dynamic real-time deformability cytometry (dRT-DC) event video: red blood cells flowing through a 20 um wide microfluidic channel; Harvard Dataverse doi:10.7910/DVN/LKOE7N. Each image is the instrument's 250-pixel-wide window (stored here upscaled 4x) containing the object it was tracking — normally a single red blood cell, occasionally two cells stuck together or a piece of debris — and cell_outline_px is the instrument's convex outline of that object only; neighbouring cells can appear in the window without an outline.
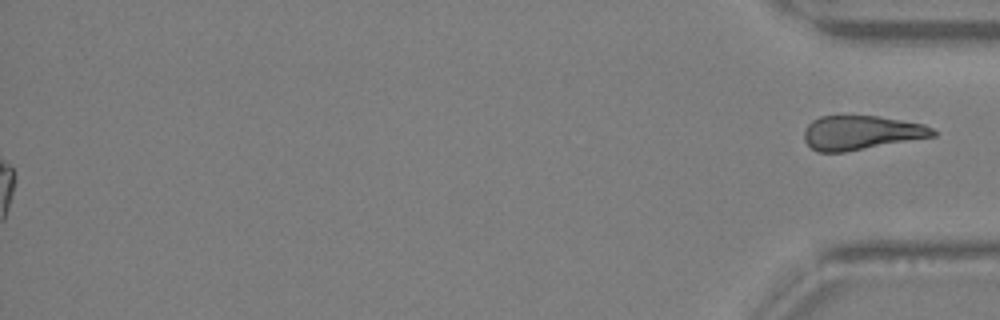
{"species": "Egyptian fruit bat (a non-hibernating species)", "species_latin": "Rousettus aegyptiacus", "temperature_condition": "warm", "stored_images_in_passage": 43, "segment_of_instrument_passage": [2, 2], "camera_frame_rate_fps": 3000, "um_per_image_px": 0.085, "animal": {"sex": "female"}, "frame": {"image": 1, "passage_image": 43, "time_ms": 14.0, "image_size_px": [1000, 320], "cell_outline_px": [[936, 136], [844, 152], [816, 152], [804, 140], [804, 132], [808, 124], [812, 120], [820, 116], [876, 116], [924, 124], [932, 128], [936, 132]], "centroid_in_image_um": [73.19, 11.28], "position_along_channel_um": 362.0, "area_um2": 25.49}}